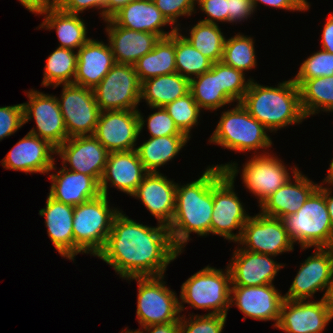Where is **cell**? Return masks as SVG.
Here are the masks:
<instances>
[{
  "instance_id": "6da1fadb",
  "label": "cell",
  "mask_w": 333,
  "mask_h": 333,
  "mask_svg": "<svg viewBox=\"0 0 333 333\" xmlns=\"http://www.w3.org/2000/svg\"><path fill=\"white\" fill-rule=\"evenodd\" d=\"M180 254L167 225H143L120 210L103 250L96 257L112 266L122 279H129L162 276Z\"/></svg>"
},
{
  "instance_id": "7a4b0ae2",
  "label": "cell",
  "mask_w": 333,
  "mask_h": 333,
  "mask_svg": "<svg viewBox=\"0 0 333 333\" xmlns=\"http://www.w3.org/2000/svg\"><path fill=\"white\" fill-rule=\"evenodd\" d=\"M225 170L216 165L208 166L201 177L186 185L176 186L175 210L167 226L174 247L182 253L190 233L198 236L210 234L213 212V182Z\"/></svg>"
},
{
  "instance_id": "3957f363",
  "label": "cell",
  "mask_w": 333,
  "mask_h": 333,
  "mask_svg": "<svg viewBox=\"0 0 333 333\" xmlns=\"http://www.w3.org/2000/svg\"><path fill=\"white\" fill-rule=\"evenodd\" d=\"M254 81L251 80L240 103L270 132L306 119L301 108L299 87L293 79L283 81L277 87Z\"/></svg>"
},
{
  "instance_id": "277c9868",
  "label": "cell",
  "mask_w": 333,
  "mask_h": 333,
  "mask_svg": "<svg viewBox=\"0 0 333 333\" xmlns=\"http://www.w3.org/2000/svg\"><path fill=\"white\" fill-rule=\"evenodd\" d=\"M108 196L100 194L74 206L73 235L74 258L78 253L97 256L104 248L119 210L110 207Z\"/></svg>"
},
{
  "instance_id": "5b68a950",
  "label": "cell",
  "mask_w": 333,
  "mask_h": 333,
  "mask_svg": "<svg viewBox=\"0 0 333 333\" xmlns=\"http://www.w3.org/2000/svg\"><path fill=\"white\" fill-rule=\"evenodd\" d=\"M225 170L213 182V212L210 234L219 235L232 242L241 238L243 226L250 217L234 191L236 175L239 173L237 163L216 165ZM233 230H239L233 233Z\"/></svg>"
},
{
  "instance_id": "8992f818",
  "label": "cell",
  "mask_w": 333,
  "mask_h": 333,
  "mask_svg": "<svg viewBox=\"0 0 333 333\" xmlns=\"http://www.w3.org/2000/svg\"><path fill=\"white\" fill-rule=\"evenodd\" d=\"M225 271L208 265L182 283L181 301H179L180 312L185 310L184 303H187L195 309L209 310L207 315L227 316V311L231 307L232 283L228 267Z\"/></svg>"
},
{
  "instance_id": "52a82bcc",
  "label": "cell",
  "mask_w": 333,
  "mask_h": 333,
  "mask_svg": "<svg viewBox=\"0 0 333 333\" xmlns=\"http://www.w3.org/2000/svg\"><path fill=\"white\" fill-rule=\"evenodd\" d=\"M286 231L301 249L310 247L332 248L333 228L325 203L324 194L317 188L304 205L284 219Z\"/></svg>"
},
{
  "instance_id": "ba28073f",
  "label": "cell",
  "mask_w": 333,
  "mask_h": 333,
  "mask_svg": "<svg viewBox=\"0 0 333 333\" xmlns=\"http://www.w3.org/2000/svg\"><path fill=\"white\" fill-rule=\"evenodd\" d=\"M209 142L235 152L267 149L272 145L268 129L256 120L241 103L222 112Z\"/></svg>"
},
{
  "instance_id": "9c48e42d",
  "label": "cell",
  "mask_w": 333,
  "mask_h": 333,
  "mask_svg": "<svg viewBox=\"0 0 333 333\" xmlns=\"http://www.w3.org/2000/svg\"><path fill=\"white\" fill-rule=\"evenodd\" d=\"M133 279L138 284L136 318L141 328L180 321V300L175 291L165 285L164 275L126 280Z\"/></svg>"
},
{
  "instance_id": "30bf717a",
  "label": "cell",
  "mask_w": 333,
  "mask_h": 333,
  "mask_svg": "<svg viewBox=\"0 0 333 333\" xmlns=\"http://www.w3.org/2000/svg\"><path fill=\"white\" fill-rule=\"evenodd\" d=\"M93 92L100 111H137L141 102V83L133 65L115 63Z\"/></svg>"
},
{
  "instance_id": "8fae6325",
  "label": "cell",
  "mask_w": 333,
  "mask_h": 333,
  "mask_svg": "<svg viewBox=\"0 0 333 333\" xmlns=\"http://www.w3.org/2000/svg\"><path fill=\"white\" fill-rule=\"evenodd\" d=\"M57 100L69 138L94 134L100 109L93 89L65 84Z\"/></svg>"
},
{
  "instance_id": "7c38bea8",
  "label": "cell",
  "mask_w": 333,
  "mask_h": 333,
  "mask_svg": "<svg viewBox=\"0 0 333 333\" xmlns=\"http://www.w3.org/2000/svg\"><path fill=\"white\" fill-rule=\"evenodd\" d=\"M27 97L29 101L22 103L24 124L34 118L37 127H33L29 133L46 140L57 149L69 138L57 96L31 89Z\"/></svg>"
},
{
  "instance_id": "4fadbf2b",
  "label": "cell",
  "mask_w": 333,
  "mask_h": 333,
  "mask_svg": "<svg viewBox=\"0 0 333 333\" xmlns=\"http://www.w3.org/2000/svg\"><path fill=\"white\" fill-rule=\"evenodd\" d=\"M237 243H240L244 250L272 256L294 249V243L286 231L284 221L261 213L248 218Z\"/></svg>"
},
{
  "instance_id": "5bb4252c",
  "label": "cell",
  "mask_w": 333,
  "mask_h": 333,
  "mask_svg": "<svg viewBox=\"0 0 333 333\" xmlns=\"http://www.w3.org/2000/svg\"><path fill=\"white\" fill-rule=\"evenodd\" d=\"M243 165L241 179L249 192L259 199V206L292 178L284 163L265 151Z\"/></svg>"
},
{
  "instance_id": "9a60e30c",
  "label": "cell",
  "mask_w": 333,
  "mask_h": 333,
  "mask_svg": "<svg viewBox=\"0 0 333 333\" xmlns=\"http://www.w3.org/2000/svg\"><path fill=\"white\" fill-rule=\"evenodd\" d=\"M56 154L65 169L92 176L100 183L109 152L93 135H86L68 138Z\"/></svg>"
},
{
  "instance_id": "2e32d148",
  "label": "cell",
  "mask_w": 333,
  "mask_h": 333,
  "mask_svg": "<svg viewBox=\"0 0 333 333\" xmlns=\"http://www.w3.org/2000/svg\"><path fill=\"white\" fill-rule=\"evenodd\" d=\"M297 272L284 299L309 300L324 291L333 281V247L315 248Z\"/></svg>"
},
{
  "instance_id": "e0dca14e",
  "label": "cell",
  "mask_w": 333,
  "mask_h": 333,
  "mask_svg": "<svg viewBox=\"0 0 333 333\" xmlns=\"http://www.w3.org/2000/svg\"><path fill=\"white\" fill-rule=\"evenodd\" d=\"M137 111H100L93 136L109 153L136 149L139 137Z\"/></svg>"
},
{
  "instance_id": "ac0fdd59",
  "label": "cell",
  "mask_w": 333,
  "mask_h": 333,
  "mask_svg": "<svg viewBox=\"0 0 333 333\" xmlns=\"http://www.w3.org/2000/svg\"><path fill=\"white\" fill-rule=\"evenodd\" d=\"M284 296L273 284L262 286H231L230 306L235 305L246 317L260 321L280 319Z\"/></svg>"
},
{
  "instance_id": "d6986e66",
  "label": "cell",
  "mask_w": 333,
  "mask_h": 333,
  "mask_svg": "<svg viewBox=\"0 0 333 333\" xmlns=\"http://www.w3.org/2000/svg\"><path fill=\"white\" fill-rule=\"evenodd\" d=\"M56 148L46 140L29 132L13 146L2 159L5 169L27 173L47 174L57 170L55 166Z\"/></svg>"
},
{
  "instance_id": "ffe728a7",
  "label": "cell",
  "mask_w": 333,
  "mask_h": 333,
  "mask_svg": "<svg viewBox=\"0 0 333 333\" xmlns=\"http://www.w3.org/2000/svg\"><path fill=\"white\" fill-rule=\"evenodd\" d=\"M237 248L227 266L231 275V286L273 284L278 271L285 266L274 261L272 257L275 256Z\"/></svg>"
},
{
  "instance_id": "44dd1931",
  "label": "cell",
  "mask_w": 333,
  "mask_h": 333,
  "mask_svg": "<svg viewBox=\"0 0 333 333\" xmlns=\"http://www.w3.org/2000/svg\"><path fill=\"white\" fill-rule=\"evenodd\" d=\"M331 320L322 298L319 301L284 299L276 328L286 333H323Z\"/></svg>"
},
{
  "instance_id": "7402d4cb",
  "label": "cell",
  "mask_w": 333,
  "mask_h": 333,
  "mask_svg": "<svg viewBox=\"0 0 333 333\" xmlns=\"http://www.w3.org/2000/svg\"><path fill=\"white\" fill-rule=\"evenodd\" d=\"M176 186L162 173L148 172L131 196L140 199L158 223L168 226L174 215Z\"/></svg>"
},
{
  "instance_id": "603a6c76",
  "label": "cell",
  "mask_w": 333,
  "mask_h": 333,
  "mask_svg": "<svg viewBox=\"0 0 333 333\" xmlns=\"http://www.w3.org/2000/svg\"><path fill=\"white\" fill-rule=\"evenodd\" d=\"M292 169V178L282 185L275 193L268 197L259 207L262 215L284 219L296 213L309 196L318 188V184L303 175L295 166Z\"/></svg>"
},
{
  "instance_id": "cb8c5ba5",
  "label": "cell",
  "mask_w": 333,
  "mask_h": 333,
  "mask_svg": "<svg viewBox=\"0 0 333 333\" xmlns=\"http://www.w3.org/2000/svg\"><path fill=\"white\" fill-rule=\"evenodd\" d=\"M147 173L136 150L111 152L100 181L101 194L108 196L110 181L111 187L131 196Z\"/></svg>"
},
{
  "instance_id": "d4e9b609",
  "label": "cell",
  "mask_w": 333,
  "mask_h": 333,
  "mask_svg": "<svg viewBox=\"0 0 333 333\" xmlns=\"http://www.w3.org/2000/svg\"><path fill=\"white\" fill-rule=\"evenodd\" d=\"M104 22L107 23L106 33L115 63L134 65L141 57L153 50L160 40L157 34L118 26L111 18Z\"/></svg>"
},
{
  "instance_id": "484cf974",
  "label": "cell",
  "mask_w": 333,
  "mask_h": 333,
  "mask_svg": "<svg viewBox=\"0 0 333 333\" xmlns=\"http://www.w3.org/2000/svg\"><path fill=\"white\" fill-rule=\"evenodd\" d=\"M77 51L73 84L94 89L115 64L110 44L90 38Z\"/></svg>"
},
{
  "instance_id": "4316f807",
  "label": "cell",
  "mask_w": 333,
  "mask_h": 333,
  "mask_svg": "<svg viewBox=\"0 0 333 333\" xmlns=\"http://www.w3.org/2000/svg\"><path fill=\"white\" fill-rule=\"evenodd\" d=\"M73 214L74 206L49 195L45 208L39 210V215L45 217L47 234L55 249L61 257L74 261Z\"/></svg>"
},
{
  "instance_id": "83f0119b",
  "label": "cell",
  "mask_w": 333,
  "mask_h": 333,
  "mask_svg": "<svg viewBox=\"0 0 333 333\" xmlns=\"http://www.w3.org/2000/svg\"><path fill=\"white\" fill-rule=\"evenodd\" d=\"M50 197L64 204L77 206L101 194L100 183L92 176L69 171L63 166L50 174Z\"/></svg>"
},
{
  "instance_id": "f1b7e54d",
  "label": "cell",
  "mask_w": 333,
  "mask_h": 333,
  "mask_svg": "<svg viewBox=\"0 0 333 333\" xmlns=\"http://www.w3.org/2000/svg\"><path fill=\"white\" fill-rule=\"evenodd\" d=\"M111 19L118 26L157 34L160 38L169 37L176 31L175 28H171L169 32L164 31L162 27L171 24L162 15L153 0H132L117 11Z\"/></svg>"
},
{
  "instance_id": "f546056e",
  "label": "cell",
  "mask_w": 333,
  "mask_h": 333,
  "mask_svg": "<svg viewBox=\"0 0 333 333\" xmlns=\"http://www.w3.org/2000/svg\"><path fill=\"white\" fill-rule=\"evenodd\" d=\"M42 15L45 16L38 27L46 30L55 28L61 48L78 50L90 39L86 24L79 14L66 13L52 4Z\"/></svg>"
},
{
  "instance_id": "4dcf8cb0",
  "label": "cell",
  "mask_w": 333,
  "mask_h": 333,
  "mask_svg": "<svg viewBox=\"0 0 333 333\" xmlns=\"http://www.w3.org/2000/svg\"><path fill=\"white\" fill-rule=\"evenodd\" d=\"M190 92V80L176 73L147 79L141 83V102L149 107H165Z\"/></svg>"
},
{
  "instance_id": "1f68e13d",
  "label": "cell",
  "mask_w": 333,
  "mask_h": 333,
  "mask_svg": "<svg viewBox=\"0 0 333 333\" xmlns=\"http://www.w3.org/2000/svg\"><path fill=\"white\" fill-rule=\"evenodd\" d=\"M190 140L187 135L150 137L136 147L139 159L147 172H159V167L174 159Z\"/></svg>"
},
{
  "instance_id": "d6a6232c",
  "label": "cell",
  "mask_w": 333,
  "mask_h": 333,
  "mask_svg": "<svg viewBox=\"0 0 333 333\" xmlns=\"http://www.w3.org/2000/svg\"><path fill=\"white\" fill-rule=\"evenodd\" d=\"M133 66L140 83L153 77L176 73L175 32L169 37L160 38L154 49Z\"/></svg>"
},
{
  "instance_id": "836d02e7",
  "label": "cell",
  "mask_w": 333,
  "mask_h": 333,
  "mask_svg": "<svg viewBox=\"0 0 333 333\" xmlns=\"http://www.w3.org/2000/svg\"><path fill=\"white\" fill-rule=\"evenodd\" d=\"M293 80L299 87L301 108L306 118L320 110L333 112V76Z\"/></svg>"
},
{
  "instance_id": "e575fe53",
  "label": "cell",
  "mask_w": 333,
  "mask_h": 333,
  "mask_svg": "<svg viewBox=\"0 0 333 333\" xmlns=\"http://www.w3.org/2000/svg\"><path fill=\"white\" fill-rule=\"evenodd\" d=\"M190 93L201 110L215 111L232 103L221 92L220 62L213 63L209 71L190 79Z\"/></svg>"
},
{
  "instance_id": "d590c367",
  "label": "cell",
  "mask_w": 333,
  "mask_h": 333,
  "mask_svg": "<svg viewBox=\"0 0 333 333\" xmlns=\"http://www.w3.org/2000/svg\"><path fill=\"white\" fill-rule=\"evenodd\" d=\"M76 68L77 52L72 49L57 47L46 60L41 85L56 88L61 84H73Z\"/></svg>"
},
{
  "instance_id": "8d00e7d4",
  "label": "cell",
  "mask_w": 333,
  "mask_h": 333,
  "mask_svg": "<svg viewBox=\"0 0 333 333\" xmlns=\"http://www.w3.org/2000/svg\"><path fill=\"white\" fill-rule=\"evenodd\" d=\"M188 36L183 35L194 48L209 58L213 63L221 62L225 45V36L218 24L198 21Z\"/></svg>"
},
{
  "instance_id": "74e56055",
  "label": "cell",
  "mask_w": 333,
  "mask_h": 333,
  "mask_svg": "<svg viewBox=\"0 0 333 333\" xmlns=\"http://www.w3.org/2000/svg\"><path fill=\"white\" fill-rule=\"evenodd\" d=\"M176 72L189 80L211 69L213 62L179 32L175 31Z\"/></svg>"
},
{
  "instance_id": "f35d334b",
  "label": "cell",
  "mask_w": 333,
  "mask_h": 333,
  "mask_svg": "<svg viewBox=\"0 0 333 333\" xmlns=\"http://www.w3.org/2000/svg\"><path fill=\"white\" fill-rule=\"evenodd\" d=\"M253 40V38L240 33L226 39L222 62L243 73L255 68L257 60Z\"/></svg>"
},
{
  "instance_id": "ab89813d",
  "label": "cell",
  "mask_w": 333,
  "mask_h": 333,
  "mask_svg": "<svg viewBox=\"0 0 333 333\" xmlns=\"http://www.w3.org/2000/svg\"><path fill=\"white\" fill-rule=\"evenodd\" d=\"M165 110L179 130L191 138L190 131L198 125L201 109L189 92L185 96L167 104Z\"/></svg>"
},
{
  "instance_id": "60d3db41",
  "label": "cell",
  "mask_w": 333,
  "mask_h": 333,
  "mask_svg": "<svg viewBox=\"0 0 333 333\" xmlns=\"http://www.w3.org/2000/svg\"><path fill=\"white\" fill-rule=\"evenodd\" d=\"M151 109H157L154 113L150 114L146 120H144L143 114L137 110L139 119V133L145 123L150 133V137H161V136H172V135H186L182 133L179 128L175 125L173 119L170 117L164 107H149Z\"/></svg>"
},
{
  "instance_id": "b9f144b4",
  "label": "cell",
  "mask_w": 333,
  "mask_h": 333,
  "mask_svg": "<svg viewBox=\"0 0 333 333\" xmlns=\"http://www.w3.org/2000/svg\"><path fill=\"white\" fill-rule=\"evenodd\" d=\"M252 78L245 79V73L220 62L221 92L232 102L240 103L248 90Z\"/></svg>"
},
{
  "instance_id": "7bdbcfd3",
  "label": "cell",
  "mask_w": 333,
  "mask_h": 333,
  "mask_svg": "<svg viewBox=\"0 0 333 333\" xmlns=\"http://www.w3.org/2000/svg\"><path fill=\"white\" fill-rule=\"evenodd\" d=\"M333 76V53L319 50L306 58L293 79H313Z\"/></svg>"
},
{
  "instance_id": "ee69618b",
  "label": "cell",
  "mask_w": 333,
  "mask_h": 333,
  "mask_svg": "<svg viewBox=\"0 0 333 333\" xmlns=\"http://www.w3.org/2000/svg\"><path fill=\"white\" fill-rule=\"evenodd\" d=\"M189 316L187 319L181 315L179 333H222L227 320V316L221 314Z\"/></svg>"
},
{
  "instance_id": "f6af8a7d",
  "label": "cell",
  "mask_w": 333,
  "mask_h": 333,
  "mask_svg": "<svg viewBox=\"0 0 333 333\" xmlns=\"http://www.w3.org/2000/svg\"><path fill=\"white\" fill-rule=\"evenodd\" d=\"M153 2L171 26L179 31L181 25L177 22V19L180 16H191L196 13L194 11L196 10V0H153Z\"/></svg>"
},
{
  "instance_id": "bcb514c9",
  "label": "cell",
  "mask_w": 333,
  "mask_h": 333,
  "mask_svg": "<svg viewBox=\"0 0 333 333\" xmlns=\"http://www.w3.org/2000/svg\"><path fill=\"white\" fill-rule=\"evenodd\" d=\"M23 125L22 103L0 107V141L13 135Z\"/></svg>"
},
{
  "instance_id": "7dc6e473",
  "label": "cell",
  "mask_w": 333,
  "mask_h": 333,
  "mask_svg": "<svg viewBox=\"0 0 333 333\" xmlns=\"http://www.w3.org/2000/svg\"><path fill=\"white\" fill-rule=\"evenodd\" d=\"M196 3L208 17L200 21L212 24L228 22L227 0H196Z\"/></svg>"
},
{
  "instance_id": "c3c4849f",
  "label": "cell",
  "mask_w": 333,
  "mask_h": 333,
  "mask_svg": "<svg viewBox=\"0 0 333 333\" xmlns=\"http://www.w3.org/2000/svg\"><path fill=\"white\" fill-rule=\"evenodd\" d=\"M106 0H53V4L60 10L70 14H80L86 9L97 8L105 21Z\"/></svg>"
},
{
  "instance_id": "681fc988",
  "label": "cell",
  "mask_w": 333,
  "mask_h": 333,
  "mask_svg": "<svg viewBox=\"0 0 333 333\" xmlns=\"http://www.w3.org/2000/svg\"><path fill=\"white\" fill-rule=\"evenodd\" d=\"M228 23L244 21L254 13L252 0H227Z\"/></svg>"
},
{
  "instance_id": "f907efd6",
  "label": "cell",
  "mask_w": 333,
  "mask_h": 333,
  "mask_svg": "<svg viewBox=\"0 0 333 333\" xmlns=\"http://www.w3.org/2000/svg\"><path fill=\"white\" fill-rule=\"evenodd\" d=\"M259 3H263L266 6L285 9L291 11H306L309 10L310 4L307 0H252L254 10Z\"/></svg>"
},
{
  "instance_id": "816d5d0a",
  "label": "cell",
  "mask_w": 333,
  "mask_h": 333,
  "mask_svg": "<svg viewBox=\"0 0 333 333\" xmlns=\"http://www.w3.org/2000/svg\"><path fill=\"white\" fill-rule=\"evenodd\" d=\"M322 50L333 53V13L328 16L321 36Z\"/></svg>"
},
{
  "instance_id": "f5cc1de1",
  "label": "cell",
  "mask_w": 333,
  "mask_h": 333,
  "mask_svg": "<svg viewBox=\"0 0 333 333\" xmlns=\"http://www.w3.org/2000/svg\"><path fill=\"white\" fill-rule=\"evenodd\" d=\"M179 333L180 331V321H173L164 324H155L147 327H143L142 329H137L138 333Z\"/></svg>"
},
{
  "instance_id": "db71d44e",
  "label": "cell",
  "mask_w": 333,
  "mask_h": 333,
  "mask_svg": "<svg viewBox=\"0 0 333 333\" xmlns=\"http://www.w3.org/2000/svg\"><path fill=\"white\" fill-rule=\"evenodd\" d=\"M19 2L35 15H42L53 4V0H19Z\"/></svg>"
},
{
  "instance_id": "11a10c76",
  "label": "cell",
  "mask_w": 333,
  "mask_h": 333,
  "mask_svg": "<svg viewBox=\"0 0 333 333\" xmlns=\"http://www.w3.org/2000/svg\"><path fill=\"white\" fill-rule=\"evenodd\" d=\"M132 0H106L105 1V20L110 19L117 11Z\"/></svg>"
},
{
  "instance_id": "9f6ffc18",
  "label": "cell",
  "mask_w": 333,
  "mask_h": 333,
  "mask_svg": "<svg viewBox=\"0 0 333 333\" xmlns=\"http://www.w3.org/2000/svg\"><path fill=\"white\" fill-rule=\"evenodd\" d=\"M321 185L318 186V189L324 194V197H325V203H326V206H327V210H328V213H329V216H330V220H331V223H332V228H333V196H331L332 192H331V189L332 188H329V186L326 188L322 186V183H320Z\"/></svg>"
},
{
  "instance_id": "6f0895ef",
  "label": "cell",
  "mask_w": 333,
  "mask_h": 333,
  "mask_svg": "<svg viewBox=\"0 0 333 333\" xmlns=\"http://www.w3.org/2000/svg\"><path fill=\"white\" fill-rule=\"evenodd\" d=\"M322 300L325 304V308L328 311V314L333 319V281L332 283L325 289V292L322 296Z\"/></svg>"
},
{
  "instance_id": "680465c9",
  "label": "cell",
  "mask_w": 333,
  "mask_h": 333,
  "mask_svg": "<svg viewBox=\"0 0 333 333\" xmlns=\"http://www.w3.org/2000/svg\"><path fill=\"white\" fill-rule=\"evenodd\" d=\"M322 183H323L322 184L323 186H324V183H327V184H330L333 186V158H332V162L330 163L328 174L324 178V181Z\"/></svg>"
},
{
  "instance_id": "91938a15",
  "label": "cell",
  "mask_w": 333,
  "mask_h": 333,
  "mask_svg": "<svg viewBox=\"0 0 333 333\" xmlns=\"http://www.w3.org/2000/svg\"><path fill=\"white\" fill-rule=\"evenodd\" d=\"M125 331V332H124ZM120 333H138L136 330H134V331H132V330H127V328H126V330H122Z\"/></svg>"
}]
</instances>
